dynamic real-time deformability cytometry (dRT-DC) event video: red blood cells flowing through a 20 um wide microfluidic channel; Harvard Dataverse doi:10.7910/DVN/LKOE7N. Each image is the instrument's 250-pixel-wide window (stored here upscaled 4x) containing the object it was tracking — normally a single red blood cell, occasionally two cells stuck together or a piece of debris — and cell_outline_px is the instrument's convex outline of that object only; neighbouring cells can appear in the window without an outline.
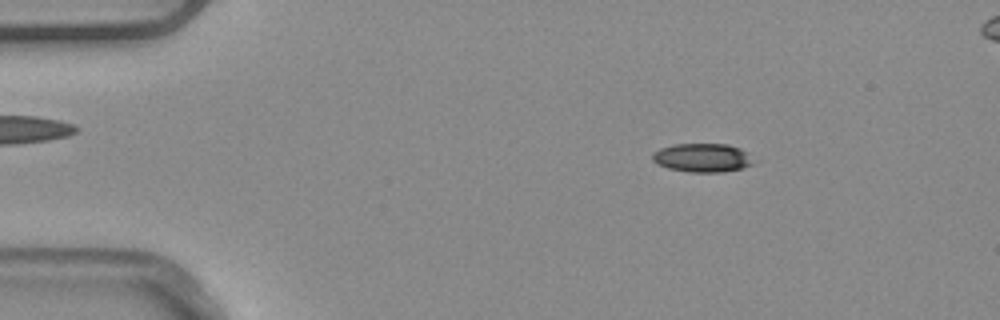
{"species": "common noctule bat (a hibernating species)", "species_latin": "Nyctalus noctula", "temperature_condition": "warm", "stored_images_in_passage": 12, "camera_frame_rate_fps": 3000, "um_per_image_px": 0.085, "animal": {"sex": "male", "body_mass_g": 20.4}, "frame": {"image": 1, "passage_image": 1, "time_ms": 0.0, "image_size_px": [1000, 320], "cell_outline_px": [[752, 164], [744, 168], [724, 172], [688, 172], [668, 168], [656, 164], [652, 160], [652, 152], [660, 148], [676, 144], [728, 144], [740, 148], [744, 152]], "centroid_in_image_um": [59.62, 13.41], "position_along_channel_um": 25.4, "area_um2": 16.76}}
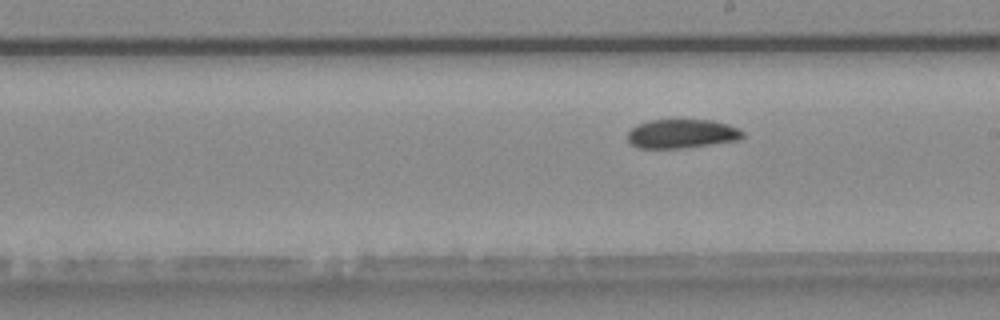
{"frame": {"image": 2, "passage_image": 10, "time_ms": 3.0, "image_size_px": [1000, 320], "cell_outline_px": [[744, 136], [740, 140], [712, 144], [680, 148], [636, 148], [628, 144], [628, 132], [636, 124], [652, 120], [712, 120], [728, 124], [740, 128], [744, 132]], "centroid_in_image_um": [57.96, 11.37], "position_along_channel_um": 231.0, "area_um2": 19.65}}